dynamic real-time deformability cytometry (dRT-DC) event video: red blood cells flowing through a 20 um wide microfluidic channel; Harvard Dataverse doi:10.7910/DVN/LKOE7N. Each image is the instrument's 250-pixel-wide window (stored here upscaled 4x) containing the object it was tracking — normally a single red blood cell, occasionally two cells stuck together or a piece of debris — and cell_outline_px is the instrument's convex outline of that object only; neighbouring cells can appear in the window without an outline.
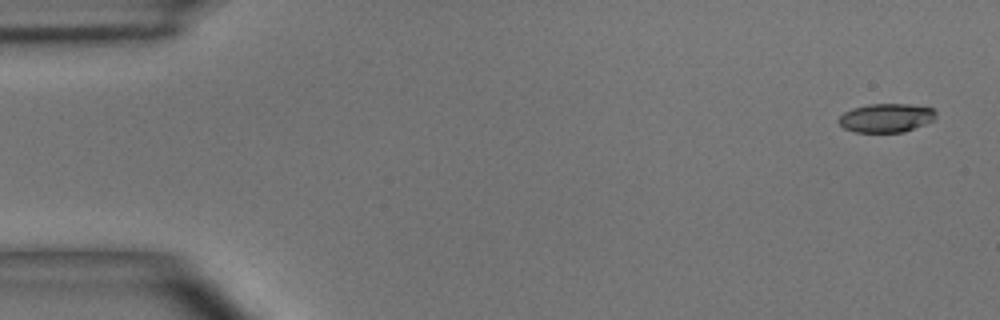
{"species": "common noctule bat (a hibernating species)", "species_latin": "Nyctalus noctula", "temperature_condition": "room temperature", "stored_images_in_passage": 6, "camera_frame_rate_fps": 3000, "um_per_image_px": 0.085, "animal": {"sex": "male", "body_mass_g": 15.6}, "frame": {"image": 1, "passage_image": 1, "time_ms": 0.0, "image_size_px": [1000, 320], "cell_outline_px": [[936, 120], [904, 132], [856, 132], [844, 128], [836, 120], [844, 112], [852, 108], [868, 104], [908, 104], [932, 108], [936, 112]], "centroid_in_image_um": [75.33, 10.02], "position_along_channel_um": 9.7, "area_um2": 16.42}}
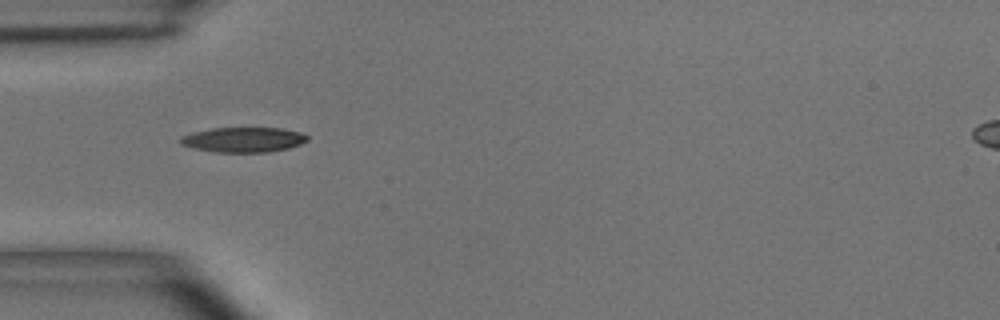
{"frame": {"image": 2, "passage_image": 5, "time_ms": 4.667, "image_size_px": [1000, 320], "cell_outline_px": [[308, 140], [300, 144], [288, 148], [268, 152], [216, 152], [196, 148], [180, 144], [180, 136], [192, 132], [212, 128], [280, 128], [300, 132], [308, 136]], "centroid_in_image_um": [20.68, 11.87], "position_along_channel_um": 64.3, "area_um2": 18.38}}
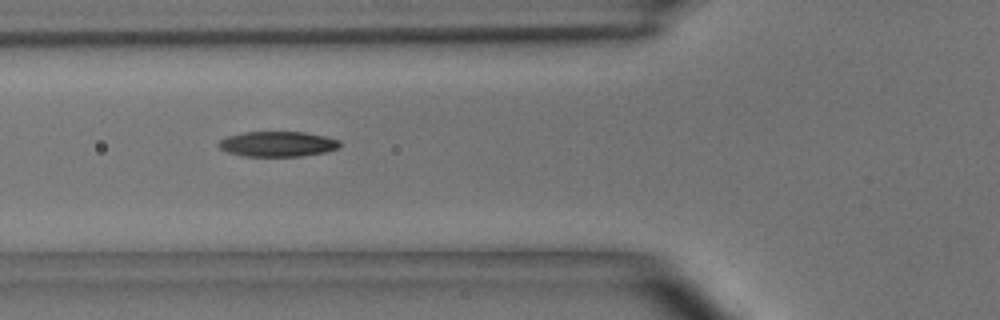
{"frame": {"image": 3, "passage_image": 6, "time_ms": 5.667, "image_size_px": [1000, 320], "cell_outline_px": [[340, 148], [324, 152], [300, 156], [240, 156], [228, 152], [220, 148], [216, 144], [220, 140], [228, 136], [244, 132], [304, 132], [324, 136], [340, 140]], "centroid_in_image_um": [23.58, 12.24], "position_along_channel_um": 102.2, "area_um2": 17.8}}